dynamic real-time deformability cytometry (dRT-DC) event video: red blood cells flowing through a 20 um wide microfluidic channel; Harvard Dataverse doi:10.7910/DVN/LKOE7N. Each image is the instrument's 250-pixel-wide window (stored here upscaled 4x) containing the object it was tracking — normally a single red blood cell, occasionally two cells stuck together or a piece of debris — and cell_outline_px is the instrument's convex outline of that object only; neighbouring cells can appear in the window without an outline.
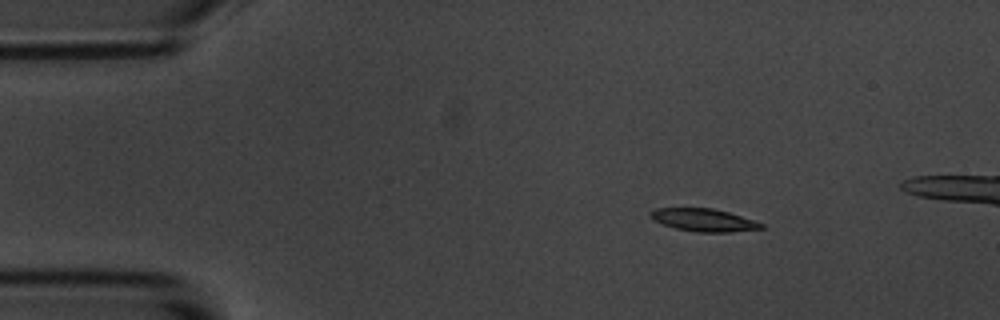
{"species": "common noctule bat (a hibernating species)", "species_latin": "Nyctalus noctula", "temperature_condition": "room temperature", "stored_images_in_passage": 49, "camera_frame_rate_fps": 3000, "um_per_image_px": 0.085, "animal": {"sex": "male", "body_mass_g": 20.1, "forearm_length_mm": 53.5}, "frame": {"image": 1, "passage_image": 1, "time_ms": 0.0, "image_size_px": [1000, 320], "cell_outline_px": [[764, 228], [732, 232], [696, 232], [676, 228], [652, 220], [648, 216], [648, 212], [656, 208], [712, 208], [728, 212], [764, 224]], "centroid_in_image_um": [59.76, 18.7], "position_along_channel_um": 25.2, "area_um2": 14.62}}
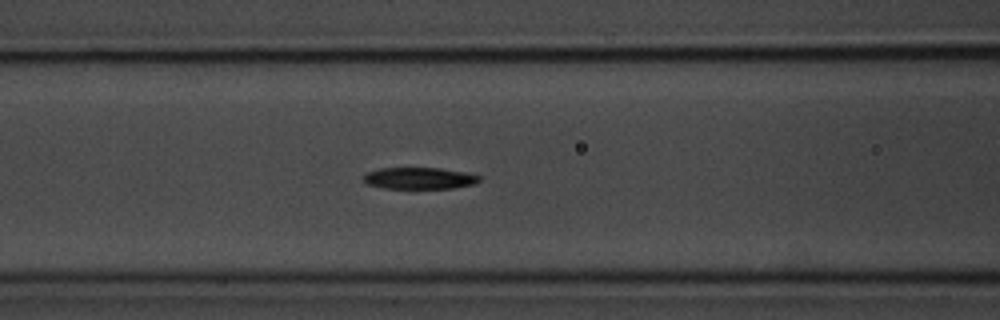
{"frame": {"image": 2, "passage_image": 15, "time_ms": 4.667, "image_size_px": [1000, 320], "cell_outline_px": [[480, 180], [476, 184], [452, 188], [384, 188], [368, 184], [364, 180], [364, 176], [368, 172], [380, 168], [440, 168], [464, 172], [480, 176]], "centroid_in_image_um": [35.67, 15.15], "position_along_channel_um": 130.9, "area_um2": 14.45}}
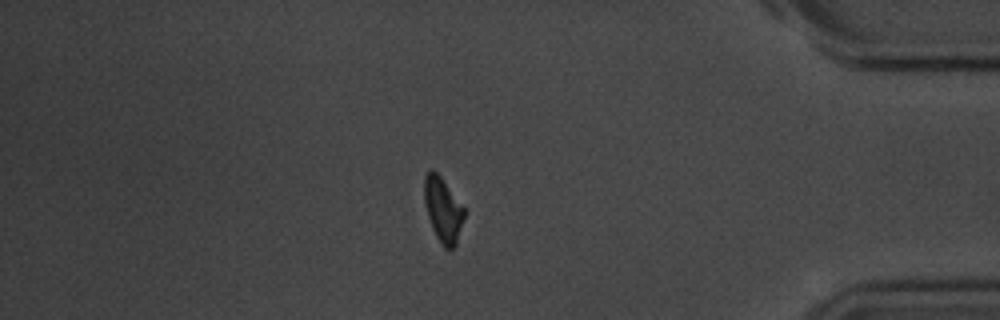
{"frame": {"image": 3, "passage_image": 40, "time_ms": 13.0, "image_size_px": [1000, 320], "cell_outline_px": [[464, 216], [456, 244], [452, 248], [444, 248], [440, 244], [432, 228], [424, 204], [424, 176], [432, 168], [440, 176], [464, 208]], "centroid_in_image_um": [37.62, 17.83], "position_along_channel_um": 397.6, "area_um2": 14.8}, "authors_computed_cell_mechanics": {"area_um2": 15.317, "velocity_mm_per_s": 3.614, "shape_relaxation_time_tau1_ms": 3.1416, "shape_relaxation_time_tau2_ms": null, "deformation_change_tau1": 0.1433, "deformation_change_tau2": null}}